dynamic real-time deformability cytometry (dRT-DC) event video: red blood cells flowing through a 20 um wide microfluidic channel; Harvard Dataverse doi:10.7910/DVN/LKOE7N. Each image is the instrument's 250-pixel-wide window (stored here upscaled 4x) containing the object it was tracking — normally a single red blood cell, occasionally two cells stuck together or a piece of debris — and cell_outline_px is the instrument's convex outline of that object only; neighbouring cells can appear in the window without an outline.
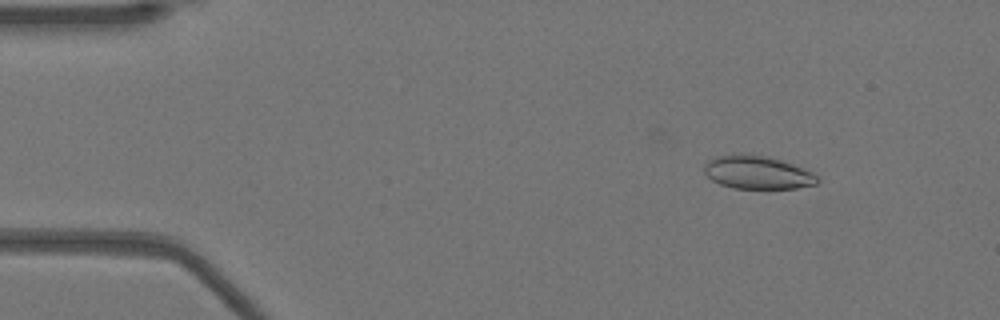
{"species": "Egyptian fruit bat (a non-hibernating species)", "species_latin": "Rousettus aegyptiacus", "temperature_condition": "warm", "stored_images_in_passage": 29, "camera_frame_rate_fps": 3000, "um_per_image_px": 0.085, "animal": {"sex": "female"}, "frame": {"image": 1, "passage_image": 6, "time_ms": 1.667, "image_size_px": [1000, 320], "cell_outline_px": [[820, 180], [816, 184], [796, 188], [732, 188], [720, 184], [712, 180], [704, 172], [704, 164], [708, 160], [716, 156], [744, 152], [768, 156], [792, 164], [812, 172], [820, 176]], "centroid_in_image_um": [64.37, 14.64], "position_along_channel_um": 20.6, "area_um2": 22.14}}
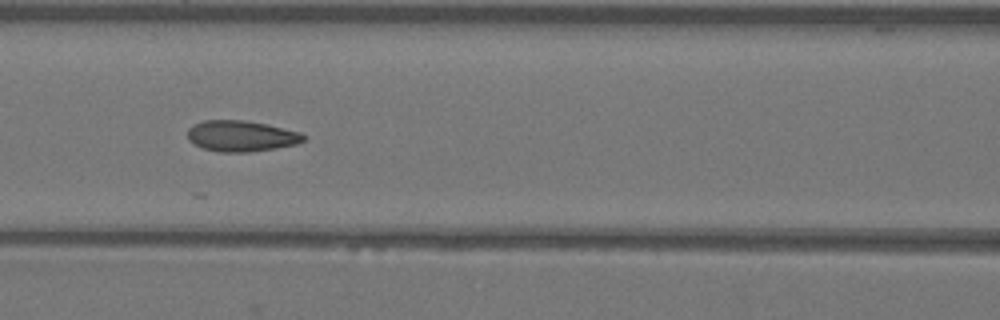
{"frame": {"image": 2, "passage_image": 22, "time_ms": 7.0, "image_size_px": [1000, 320], "cell_outline_px": [[304, 140], [296, 144], [276, 148], [252, 152], [220, 152], [204, 148], [192, 144], [188, 140], [188, 128], [192, 124], [204, 120], [244, 120], [264, 124], [300, 132], [304, 136]], "centroid_in_image_um": [20.45, 11.56], "position_along_channel_um": 146.2, "area_um2": 20.87}}
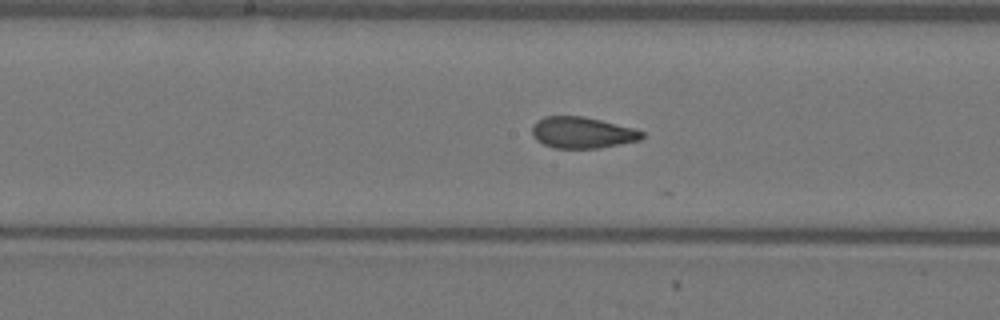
{"frame": {"image": 3, "passage_image": 26, "time_ms": 8.333, "image_size_px": [1000, 320], "cell_outline_px": [[644, 136], [640, 140], [600, 148], [552, 148], [536, 140], [532, 136], [532, 124], [536, 120], [544, 116], [584, 116], [632, 128], [644, 132]], "centroid_in_image_um": [49.44, 11.27], "position_along_channel_um": 198.8, "area_um2": 20.11}}